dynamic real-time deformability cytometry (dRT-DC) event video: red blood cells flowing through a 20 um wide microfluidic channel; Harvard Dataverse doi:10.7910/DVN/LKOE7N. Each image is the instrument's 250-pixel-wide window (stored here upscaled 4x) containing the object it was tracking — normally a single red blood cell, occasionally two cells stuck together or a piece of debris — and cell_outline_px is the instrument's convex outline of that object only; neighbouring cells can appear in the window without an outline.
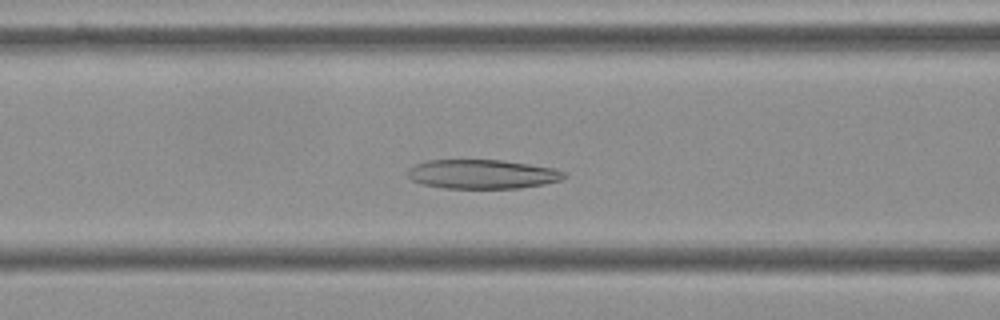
{"species": "Egyptian fruit bat (a non-hibernating species)", "species_latin": "Rousettus aegyptiacus", "temperature_condition": "cold", "stored_images_in_passage": 51, "camera_frame_rate_fps": 3000, "um_per_image_px": 0.085, "frame": {"image": 1, "passage_image": 18, "time_ms": 5.667, "image_size_px": [1000, 320], "cell_outline_px": [[568, 176], [560, 180], [544, 184], [520, 188], [444, 188], [420, 184], [412, 180], [408, 176], [408, 168], [416, 164], [428, 160], [500, 160], [556, 168], [564, 172]], "centroid_in_image_um": [40.99, 14.8], "position_along_channel_um": 125.6, "area_um2": 26.65}}
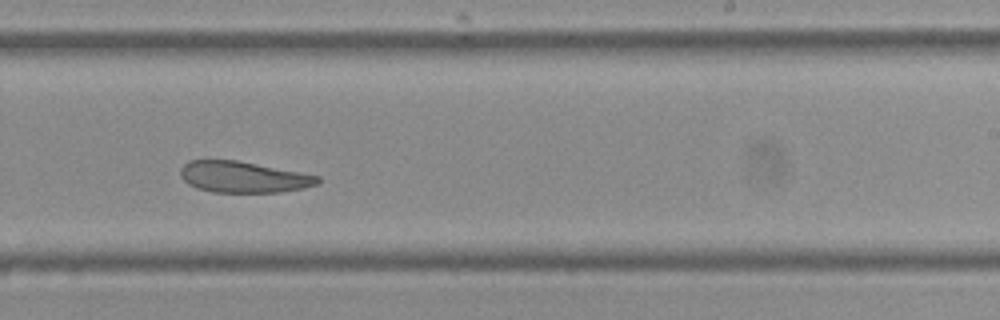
{"frame": {"image": 2, "passage_image": 30, "time_ms": 9.667, "image_size_px": [1000, 320], "cell_outline_px": [[320, 180], [316, 184], [304, 188], [280, 192], [212, 192], [196, 188], [188, 184], [180, 176], [180, 168], [188, 160], [236, 160], [320, 176]], "centroid_in_image_um": [20.64, 15.05], "position_along_channel_um": 268.4, "area_um2": 24.85}}
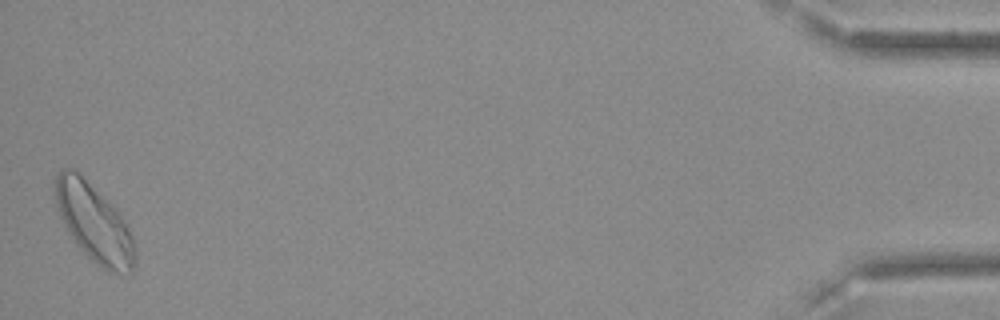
{"frame": {"image": 3, "passage_image": 51, "time_ms": 16.667, "image_size_px": [1000, 320], "cell_outline_px": [[136, 260], [132, 272], [128, 276], [108, 272], [96, 264], [72, 240], [56, 208], [52, 192], [52, 180], [60, 168], [76, 168], [120, 212], [128, 224], [136, 248]], "centroid_in_image_um": [7.98, 18.91], "position_along_channel_um": 427.2, "area_um2": 37.69}, "authors_computed_cell_mechanics": {"area_um2": 28.9, "velocity_mm_per_s": 3.5749, "shape_relaxation_time_tau1_ms": null, "shape_relaxation_time_tau2_ms": 4.7827, "deformation_change_tau1": null, "deformation_change_tau2": 0.1107}}